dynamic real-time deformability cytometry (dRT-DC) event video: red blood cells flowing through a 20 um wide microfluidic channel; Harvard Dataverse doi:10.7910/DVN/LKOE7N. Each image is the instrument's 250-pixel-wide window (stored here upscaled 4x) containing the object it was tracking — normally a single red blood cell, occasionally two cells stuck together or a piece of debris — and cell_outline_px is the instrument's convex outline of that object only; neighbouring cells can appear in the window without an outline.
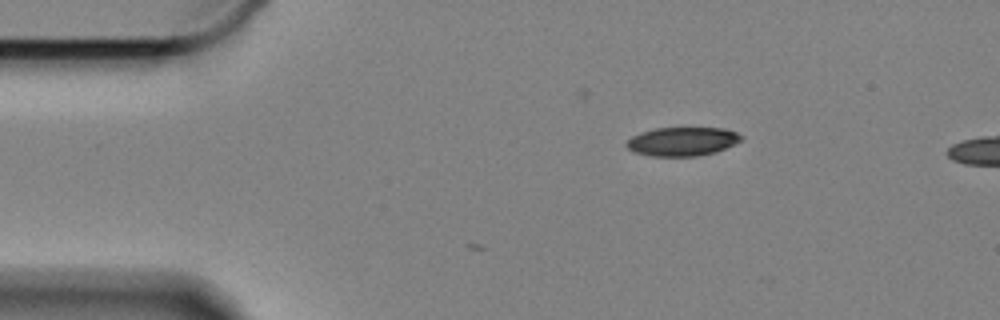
{"species": "Egyptian fruit bat (a non-hibernating species)", "species_latin": "Rousettus aegyptiacus", "temperature_condition": "cold", "stored_images_in_passage": 2, "camera_frame_rate_fps": 3000, "um_per_image_px": 0.085, "animal": {"sex": "female"}, "frame": {"image": 1, "passage_image": 2, "time_ms": 0.333, "image_size_px": [1000, 320], "cell_outline_px": [[744, 140], [716, 152], [696, 156], [652, 156], [636, 152], [628, 148], [624, 144], [632, 136], [640, 132], [656, 128], [724, 128], [736, 132], [744, 136]], "centroid_in_image_um": [58.03, 12.02], "position_along_channel_um": 27.0, "area_um2": 19.31}}